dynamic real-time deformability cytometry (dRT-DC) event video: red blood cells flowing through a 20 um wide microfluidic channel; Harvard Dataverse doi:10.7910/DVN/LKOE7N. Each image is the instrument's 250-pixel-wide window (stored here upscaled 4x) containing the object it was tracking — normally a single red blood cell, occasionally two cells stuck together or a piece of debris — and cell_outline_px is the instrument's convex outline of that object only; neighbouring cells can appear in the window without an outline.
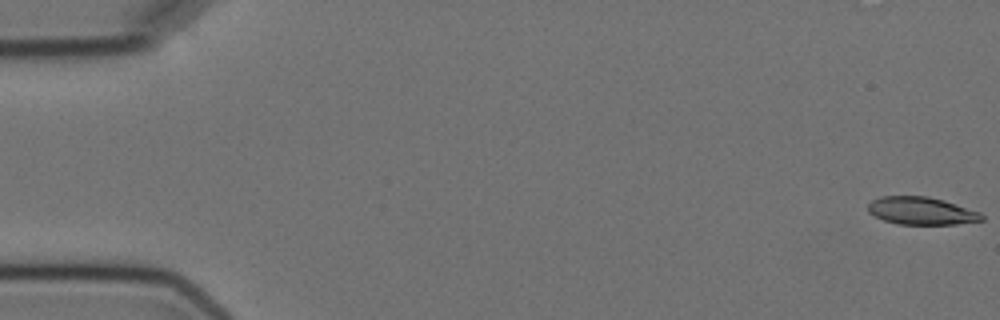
{"species": "Egyptian fruit bat (a non-hibernating species)", "species_latin": "Rousettus aegyptiacus", "temperature_condition": "cold", "stored_images_in_passage": 4, "camera_frame_rate_fps": 3000, "um_per_image_px": 0.085, "animal": {"sex": "female"}, "frame": {"image": 1, "passage_image": 1, "time_ms": 0.0, "image_size_px": [1000, 320], "cell_outline_px": [[984, 220], [956, 224], [900, 224], [884, 220], [868, 212], [868, 204], [872, 200], [880, 196], [928, 196], [944, 200], [980, 212], [984, 216]], "centroid_in_image_um": [78.32, 17.91], "position_along_channel_um": 6.7, "area_um2": 18.26}}
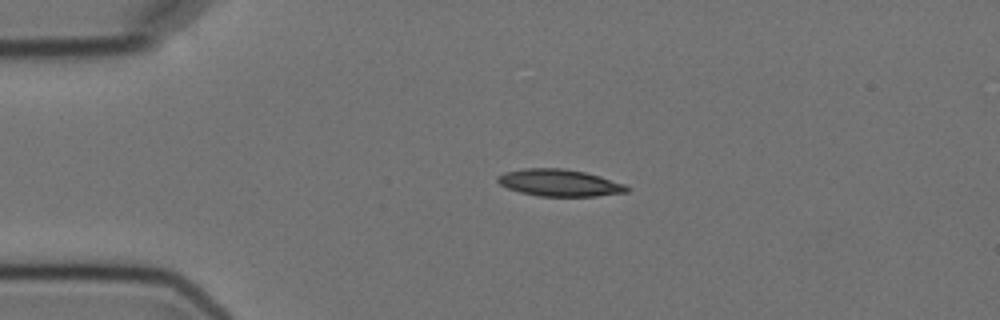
{"frame": {"image": 2, "passage_image": 4, "time_ms": 4.0, "image_size_px": [1000, 320], "cell_outline_px": [[628, 192], [596, 196], [540, 196], [520, 192], [508, 188], [500, 184], [496, 180], [496, 176], [504, 172], [524, 168], [564, 168], [584, 172], [600, 176], [624, 184], [628, 188]], "centroid_in_image_um": [47.52, 15.53], "position_along_channel_um": 37.5, "area_um2": 20.23}}